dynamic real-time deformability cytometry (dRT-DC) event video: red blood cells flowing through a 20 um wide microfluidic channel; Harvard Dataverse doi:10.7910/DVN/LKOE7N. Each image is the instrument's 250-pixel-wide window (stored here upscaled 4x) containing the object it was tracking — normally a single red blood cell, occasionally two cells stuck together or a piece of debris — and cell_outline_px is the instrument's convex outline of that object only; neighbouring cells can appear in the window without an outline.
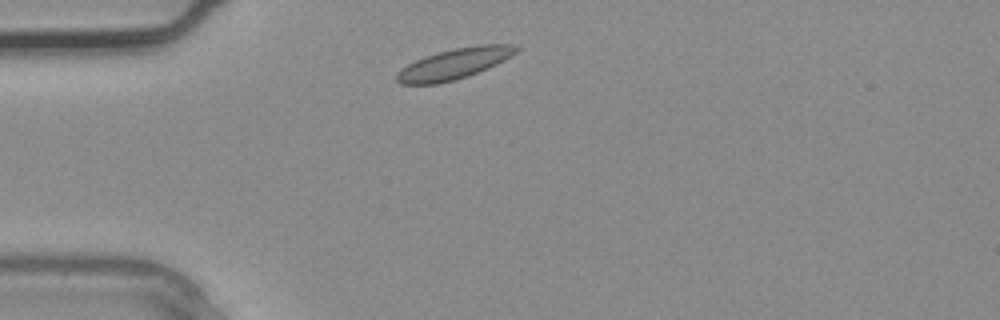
{"species": "common noctule bat (a hibernating species)", "species_latin": "Nyctalus noctula", "temperature_condition": "warm", "stored_images_in_passage": 1, "camera_frame_rate_fps": 3000, "um_per_image_px": 0.085, "animal": {"sex": "male", "body_mass_g": 20.4}, "frame": {"image": 1, "passage_image": 1, "time_ms": 0.0, "image_size_px": [1000, 320], "cell_outline_px": [[520, 48], [516, 52], [504, 60], [488, 68], [468, 76], [436, 84], [400, 84], [396, 80], [396, 72], [408, 64], [424, 56], [436, 52], [452, 48], [476, 44], [516, 44]], "centroid_in_image_um": [38.61, 5.4], "position_along_channel_um": 46.4, "area_um2": 21.5}}